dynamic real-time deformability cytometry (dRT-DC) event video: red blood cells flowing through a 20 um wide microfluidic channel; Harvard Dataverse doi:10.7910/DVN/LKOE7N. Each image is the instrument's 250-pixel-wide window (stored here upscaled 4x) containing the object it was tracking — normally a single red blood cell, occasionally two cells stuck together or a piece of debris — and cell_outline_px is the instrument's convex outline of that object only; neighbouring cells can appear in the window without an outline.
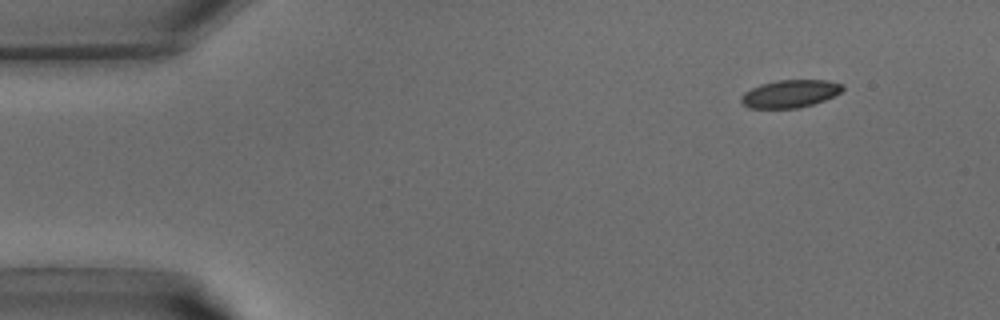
{"species": "common noctule bat (a hibernating species)", "species_latin": "Nyctalus noctula", "temperature_condition": "warm", "stored_images_in_passage": 37, "camera_frame_rate_fps": 3000, "um_per_image_px": 0.085, "animal": {"sex": "male", "body_mass_g": 15.6}, "frame": {"image": 1, "passage_image": 1, "time_ms": 0.0, "image_size_px": [1000, 320], "cell_outline_px": [[844, 88], [840, 92], [824, 100], [800, 108], [748, 108], [740, 100], [740, 96], [744, 92], [760, 84], [776, 80], [824, 80], [844, 84]], "centroid_in_image_um": [67.13, 7.96], "position_along_channel_um": 17.9, "area_um2": 16.36}}
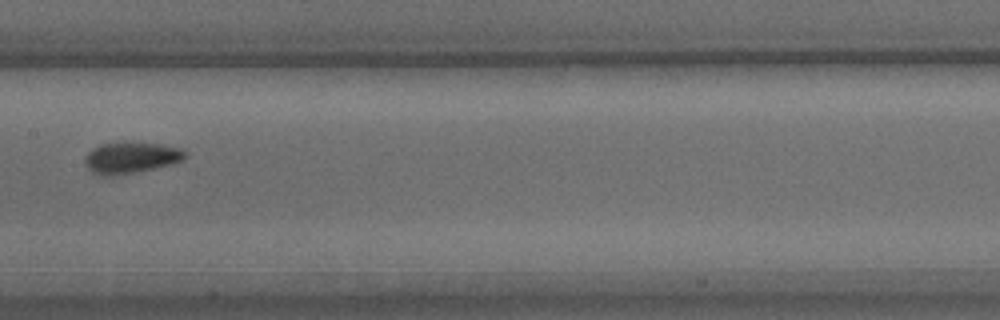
{"frame": {"image": 2, "passage_image": 17, "time_ms": 5.333, "image_size_px": [1000, 320], "cell_outline_px": [[188, 156], [184, 160], [172, 164], [112, 176], [104, 176], [92, 172], [88, 168], [84, 160], [88, 152], [92, 148], [100, 144], [160, 144], [184, 148]], "centroid_in_image_um": [11.17, 13.41], "position_along_channel_um": 196.2, "area_um2": 17.8}}
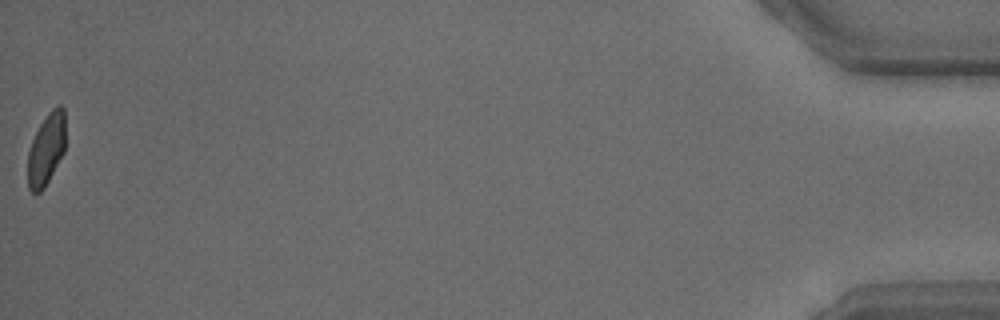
{"frame": {"image": 3, "passage_image": 37, "time_ms": 12.0, "image_size_px": [1000, 320], "cell_outline_px": [[64, 152], [44, 188], [40, 192], [32, 192], [28, 188], [28, 152], [32, 140], [40, 124], [48, 112], [56, 104], [60, 104], [64, 108]], "centroid_in_image_um": [3.93, 12.66], "position_along_channel_um": 431.3, "area_um2": 15.66}}